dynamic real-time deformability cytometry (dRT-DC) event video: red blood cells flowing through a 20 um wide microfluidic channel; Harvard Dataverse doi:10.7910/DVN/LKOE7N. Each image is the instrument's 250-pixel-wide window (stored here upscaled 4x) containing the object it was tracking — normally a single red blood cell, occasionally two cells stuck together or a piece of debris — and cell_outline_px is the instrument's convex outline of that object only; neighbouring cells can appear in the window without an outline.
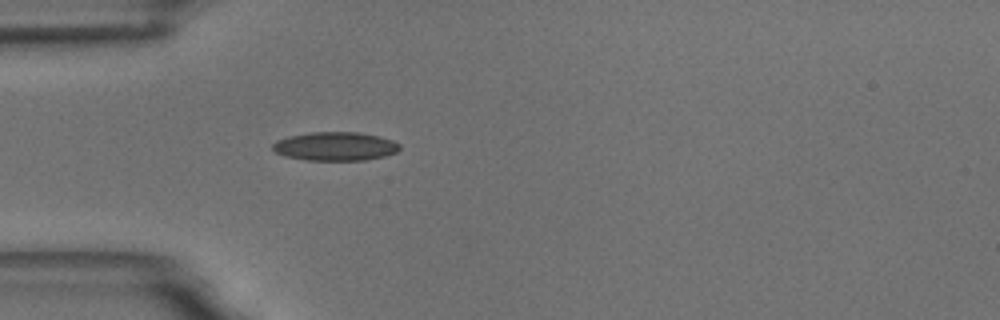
{"species": "common noctule bat (a hibernating species)", "species_latin": "Nyctalus noctula", "temperature_condition": "room temperature", "stored_images_in_passage": 1, "camera_frame_rate_fps": 3000, "um_per_image_px": 0.085, "animal": {"sex": "male", "body_mass_g": 18.8}, "frame": {"image": 1, "passage_image": 1, "time_ms": 0.0, "image_size_px": [1000, 320], "cell_outline_px": [[400, 148], [396, 152], [384, 156], [364, 160], [308, 160], [284, 156], [276, 152], [272, 148], [272, 144], [276, 140], [288, 136], [312, 132], [356, 132], [376, 136], [392, 140], [400, 144]], "centroid_in_image_um": [28.46, 12.44], "position_along_channel_um": 56.5, "area_um2": 21.1}}